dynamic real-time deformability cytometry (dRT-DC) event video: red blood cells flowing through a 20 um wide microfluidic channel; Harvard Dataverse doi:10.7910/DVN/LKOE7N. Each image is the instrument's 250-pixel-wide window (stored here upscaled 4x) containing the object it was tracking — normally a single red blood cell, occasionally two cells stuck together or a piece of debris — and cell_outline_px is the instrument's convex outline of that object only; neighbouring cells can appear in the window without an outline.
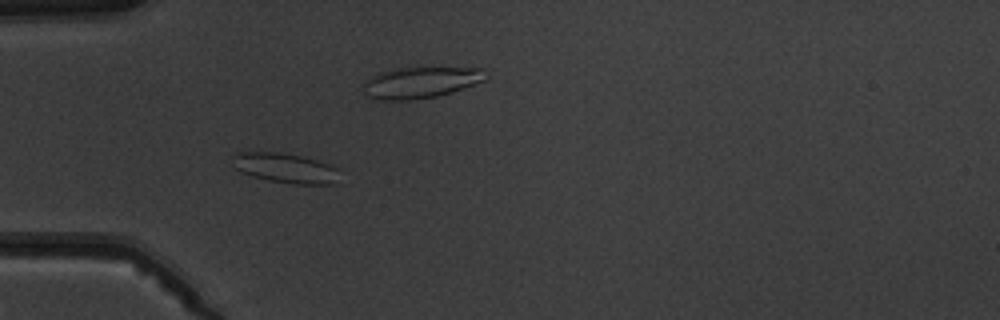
{"species": "common noctule bat (a hibernating species)", "species_latin": "Nyctalus noctula", "temperature_condition": "warm", "stored_images_in_passage": 7, "camera_frame_rate_fps": 3000, "um_per_image_px": 0.085, "animal": {"sex": "male", "body_mass_g": 19.5, "forearm_length_mm": 54.6}, "frame": {"image": 1, "passage_image": 5, "time_ms": 4.667, "image_size_px": [1000, 320], "cell_outline_px": [[340, 168], [332, 184], [292, 184], [268, 180], [252, 176], [240, 172], [236, 168], [232, 156], [236, 152], [280, 152], [300, 156], [316, 160]], "centroid_in_image_um": [24.22, 14.28], "position_along_channel_um": 60.8, "area_um2": 18.44}}
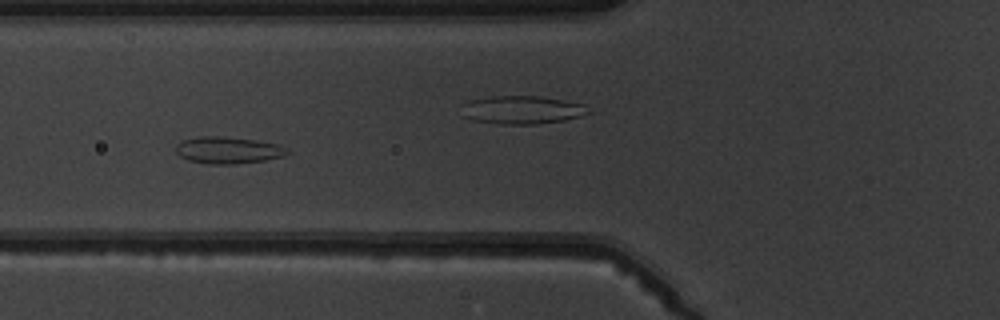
{"frame": {"image": 2, "passage_image": 6, "time_ms": 6.0, "image_size_px": [1000, 320], "cell_outline_px": [[292, 152], [284, 156], [264, 160], [236, 164], [208, 164], [188, 160], [180, 156], [176, 152], [176, 144], [184, 140], [200, 136], [220, 136], [256, 140], [280, 144], [288, 148]], "centroid_in_image_um": [19.43, 12.76], "position_along_channel_um": 106.4, "area_um2": 17.57}}